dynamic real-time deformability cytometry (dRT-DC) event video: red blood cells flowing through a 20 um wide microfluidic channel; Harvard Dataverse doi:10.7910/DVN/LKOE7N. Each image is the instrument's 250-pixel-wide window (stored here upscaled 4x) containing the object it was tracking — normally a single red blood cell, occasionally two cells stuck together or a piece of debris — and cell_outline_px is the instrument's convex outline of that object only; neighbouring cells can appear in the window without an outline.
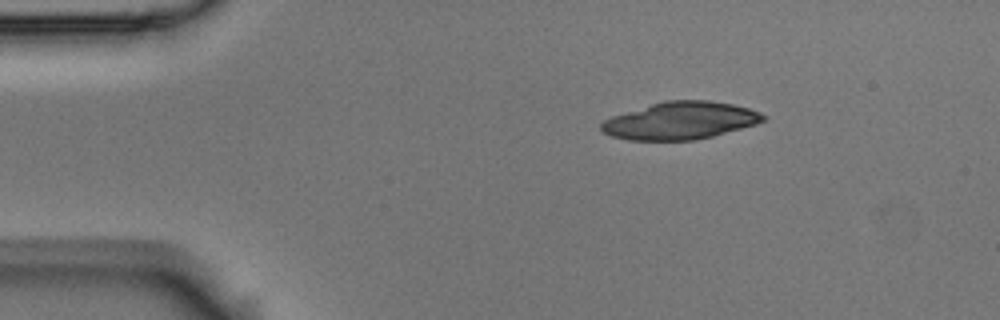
{"species": "Egyptian fruit bat (a non-hibernating species)", "species_latin": "Rousettus aegyptiacus", "temperature_condition": "room temperature", "stored_images_in_passage": 4, "camera_frame_rate_fps": 3000, "um_per_image_px": 0.085, "animal": {"sex": "male"}, "frame": {"image": 1, "passage_image": 1, "time_ms": 0.0, "image_size_px": [1000, 320], "cell_outline_px": [[768, 120], [756, 124], [712, 136], [696, 140], [628, 140], [612, 136], [604, 132], [600, 128], [600, 124], [604, 120], [612, 116], [664, 100], [708, 100], [732, 104], [748, 108], [760, 112], [768, 116]], "centroid_in_image_um": [57.86, 10.25], "position_along_channel_um": 27.1, "area_um2": 35.32}}